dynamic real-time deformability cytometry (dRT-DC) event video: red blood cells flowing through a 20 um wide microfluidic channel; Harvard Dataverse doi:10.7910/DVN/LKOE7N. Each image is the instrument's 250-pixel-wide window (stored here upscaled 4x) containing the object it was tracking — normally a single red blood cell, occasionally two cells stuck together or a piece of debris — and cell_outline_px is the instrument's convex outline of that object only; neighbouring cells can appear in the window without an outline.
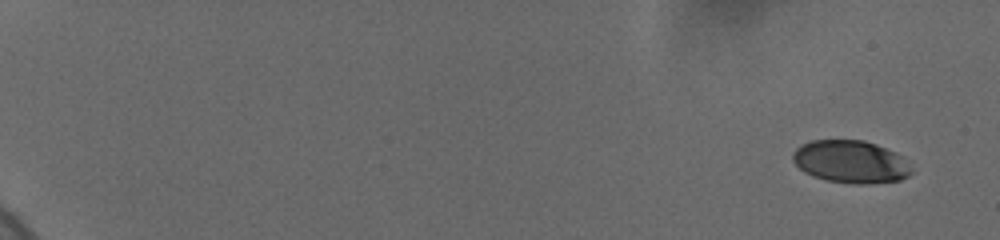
{"species": "human", "species_latin": "Homo sapiens", "temperature_condition": "cold", "stored_images_in_passage": 12, "camera_frame_rate_fps": 3000, "um_per_image_px": 0.085, "donor": {"sex": "female"}, "frame": {"image": 1, "passage_image": 1, "time_ms": 0.0, "image_size_px": [1000, 240], "cell_outline_px": [[912, 172], [908, 176], [900, 180], [868, 184], [852, 184], [824, 180], [812, 176], [804, 172], [792, 160], [792, 152], [800, 144], [812, 140], [864, 140], [876, 144], [896, 152], [904, 156], [912, 168]], "centroid_in_image_um": [72.32, 13.75], "position_along_channel_um": 12.7, "area_um2": 29.94}}
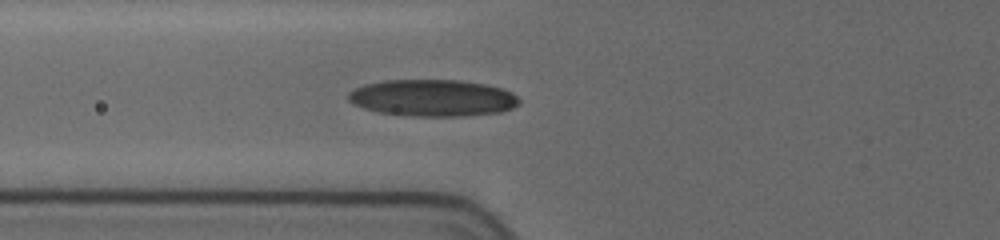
{"frame": {"image": 2, "passage_image": 10, "time_ms": 7.667, "image_size_px": [1000, 240], "cell_outline_px": [[520, 104], [512, 108], [500, 112], [464, 116], [412, 116], [380, 112], [364, 108], [352, 104], [348, 100], [348, 92], [356, 88], [368, 84], [384, 80], [456, 80], [484, 84], [500, 88], [512, 92], [520, 100]], "centroid_in_image_um": [36.78, 8.33], "position_along_channel_um": 89.0, "area_um2": 36.47}}
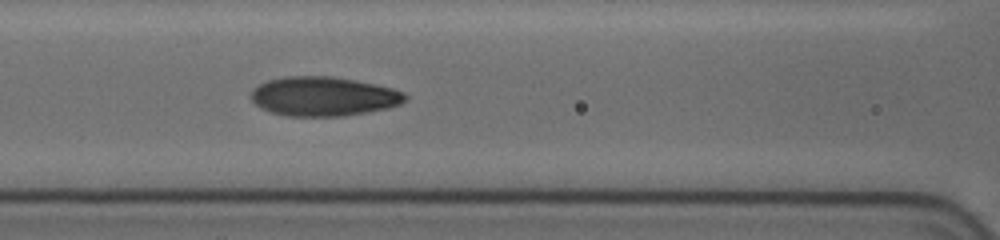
{"frame": {"image": 3, "passage_image": 12, "time_ms": 9.0, "image_size_px": [1000, 240], "cell_outline_px": [[408, 96], [400, 104], [388, 108], [368, 112], [344, 116], [288, 116], [272, 112], [260, 108], [252, 100], [252, 88], [268, 80], [284, 76], [332, 76], [392, 88], [404, 92]], "centroid_in_image_um": [27.49, 8.19], "position_along_channel_um": 139.1, "area_um2": 35.14}}